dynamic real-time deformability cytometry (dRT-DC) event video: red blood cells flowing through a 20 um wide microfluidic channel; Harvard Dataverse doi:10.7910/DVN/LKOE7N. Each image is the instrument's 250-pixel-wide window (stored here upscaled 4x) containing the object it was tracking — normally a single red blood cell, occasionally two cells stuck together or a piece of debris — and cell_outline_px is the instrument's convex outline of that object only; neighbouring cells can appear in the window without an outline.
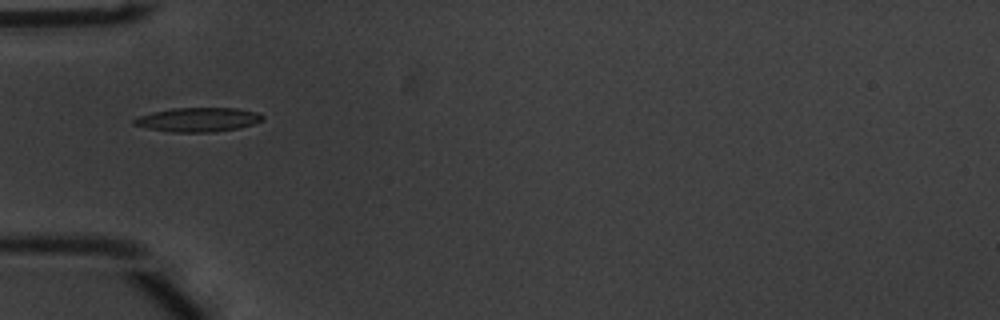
{"species": "common noctule bat (a hibernating species)", "species_latin": "Nyctalus noctula", "temperature_condition": "warm", "stored_images_in_passage": 37, "camera_frame_rate_fps": 3000, "um_per_image_px": 0.085, "animal": {"sex": "male", "body_mass_g": 20.1, "forearm_length_mm": 53.5}, "frame": {"image": 1, "passage_image": 1, "time_ms": 0.0, "image_size_px": [1000, 320], "cell_outline_px": [[264, 120], [240, 128], [216, 132], [168, 132], [148, 128], [132, 124], [132, 120], [140, 116], [152, 112], [172, 108], [236, 108], [260, 112], [264, 116]], "centroid_in_image_um": [16.87, 10.17], "position_along_channel_um": 68.1, "area_um2": 18.26}}
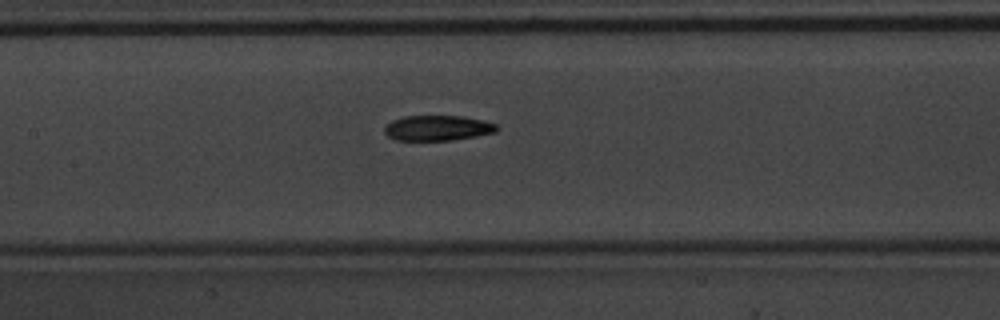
{"frame": {"image": 2, "passage_image": 9, "time_ms": 2.667, "image_size_px": [1000, 320], "cell_outline_px": [[500, 128], [496, 132], [476, 136], [452, 140], [396, 140], [388, 136], [384, 132], [384, 128], [392, 120], [404, 116], [464, 116], [496, 124]], "centroid_in_image_um": [37.2, 10.88], "position_along_channel_um": 170.2, "area_um2": 16.47}}
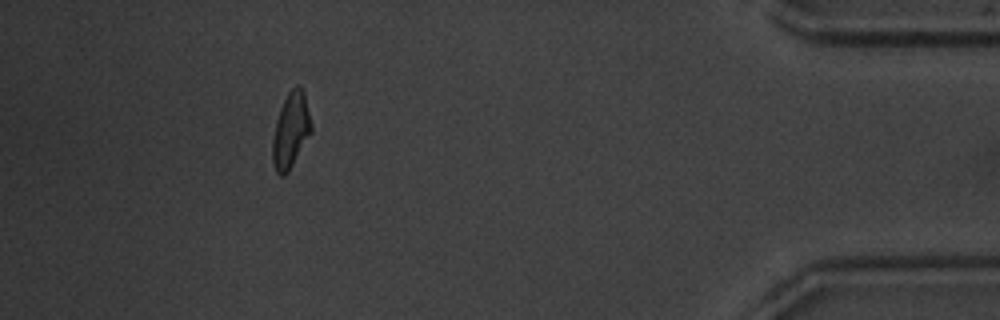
{"frame": {"image": 3, "passage_image": 32, "time_ms": 10.333, "image_size_px": [1000, 320], "cell_outline_px": [[312, 132], [288, 172], [284, 176], [280, 176], [276, 172], [272, 160], [272, 140], [276, 120], [280, 108], [288, 92], [296, 84], [300, 84], [304, 88], [312, 124]], "centroid_in_image_um": [24.73, 11.04], "position_along_channel_um": 410.5, "area_um2": 17.34}, "authors_computed_cell_mechanics": {"area_um2": 17.2822, "velocity_mm_per_s": 3.8189, "shape_relaxation_time_tau1_ms": 3.2469, "shape_relaxation_time_tau2_ms": 2.5621, "deformation_change_tau1": 0.185, "deformation_change_tau2": 0.0972}}